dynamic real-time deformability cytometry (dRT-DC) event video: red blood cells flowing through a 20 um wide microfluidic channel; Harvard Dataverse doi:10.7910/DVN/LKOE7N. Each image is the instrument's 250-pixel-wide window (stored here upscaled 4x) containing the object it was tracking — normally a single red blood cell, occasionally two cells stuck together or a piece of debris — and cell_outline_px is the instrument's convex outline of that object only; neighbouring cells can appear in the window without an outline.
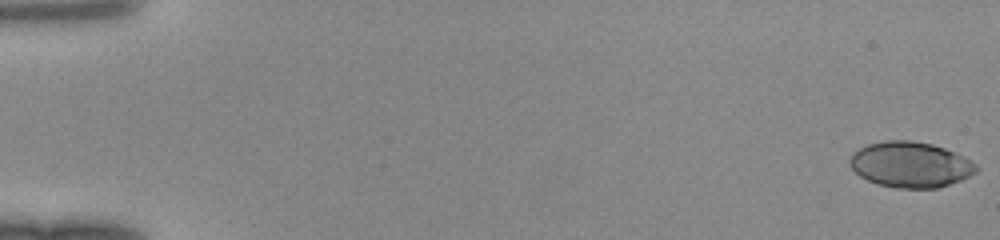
{"species": "human", "species_latin": "Homo sapiens", "temperature_condition": "room temperature", "stored_images_in_passage": 49, "camera_frame_rate_fps": 3000, "um_per_image_px": 0.085, "donor": {"sex": "female"}, "frame": {"image": 1, "passage_image": 1, "time_ms": 0.0, "image_size_px": [1000, 240], "cell_outline_px": [[980, 168], [976, 172], [960, 180], [936, 188], [896, 188], [880, 184], [868, 180], [860, 176], [848, 164], [848, 160], [852, 152], [868, 144], [888, 140], [912, 140], [932, 144], [956, 152], [976, 164]], "centroid_in_image_um": [77.37, 13.98], "position_along_channel_um": 7.6, "area_um2": 33.58}}
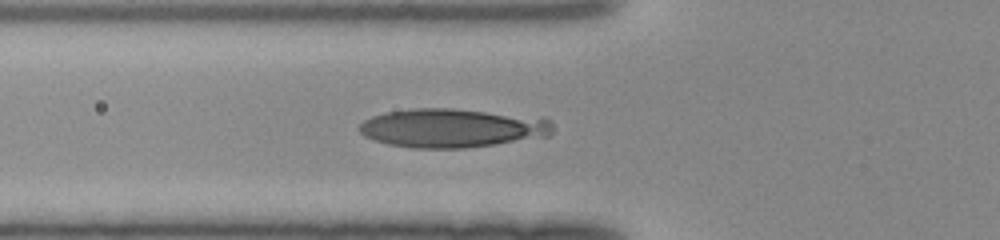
{"frame": {"image": 2, "passage_image": 19, "time_ms": 6.0, "image_size_px": [1000, 240], "cell_outline_px": [[552, 132], [548, 136], [496, 144], [464, 148], [412, 148], [388, 144], [364, 136], [356, 128], [364, 120], [372, 116], [384, 112], [416, 108], [452, 108], [544, 116], [552, 120]], "centroid_in_image_um": [38.47, 10.86], "position_along_channel_um": 87.3, "area_um2": 44.39}}
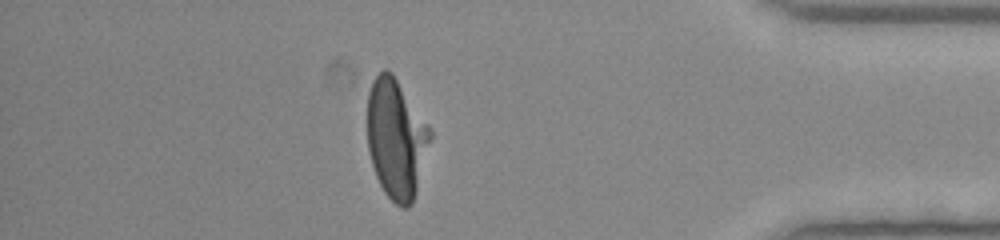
{"frame": {"image": 3, "passage_image": 43, "time_ms": 14.0, "image_size_px": [1000, 240], "cell_outline_px": [[432, 136], [416, 192], [412, 204], [408, 208], [400, 208], [384, 192], [376, 176], [368, 152], [368, 92], [372, 80], [384, 68], [388, 68], [392, 72], [428, 124], [432, 132]], "centroid_in_image_um": [33.68, 11.78], "position_along_channel_um": 401.5, "area_um2": 43.81}}